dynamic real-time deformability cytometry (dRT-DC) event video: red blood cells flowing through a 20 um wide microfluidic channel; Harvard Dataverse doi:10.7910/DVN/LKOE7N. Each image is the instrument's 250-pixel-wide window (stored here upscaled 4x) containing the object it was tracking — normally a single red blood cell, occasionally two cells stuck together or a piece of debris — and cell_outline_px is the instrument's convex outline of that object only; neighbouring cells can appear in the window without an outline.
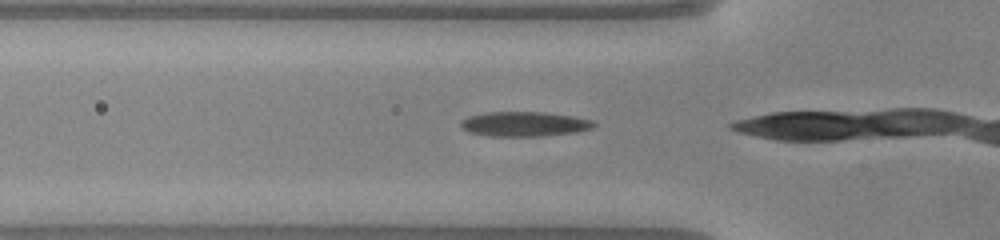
{"species": "common noctule bat (a hibernating species)", "species_latin": "Nyctalus noctula", "temperature_condition": "warm", "stored_images_in_passage": 4, "camera_frame_rate_fps": 3000, "um_per_image_px": 0.085, "animal": {"sex": "male", "body_mass_g": 20.0, "forearm_length_mm": 53.3}, "frame": {"image": 1, "passage_image": 2, "time_ms": 0.333, "image_size_px": [1000, 240], "cell_outline_px": [[596, 124], [592, 128], [580, 132], [544, 136], [488, 136], [468, 132], [460, 128], [460, 120], [468, 116], [484, 112], [544, 112], [572, 116], [592, 120]], "centroid_in_image_um": [44.54, 10.55], "position_along_channel_um": 81.3, "area_um2": 19.48}}